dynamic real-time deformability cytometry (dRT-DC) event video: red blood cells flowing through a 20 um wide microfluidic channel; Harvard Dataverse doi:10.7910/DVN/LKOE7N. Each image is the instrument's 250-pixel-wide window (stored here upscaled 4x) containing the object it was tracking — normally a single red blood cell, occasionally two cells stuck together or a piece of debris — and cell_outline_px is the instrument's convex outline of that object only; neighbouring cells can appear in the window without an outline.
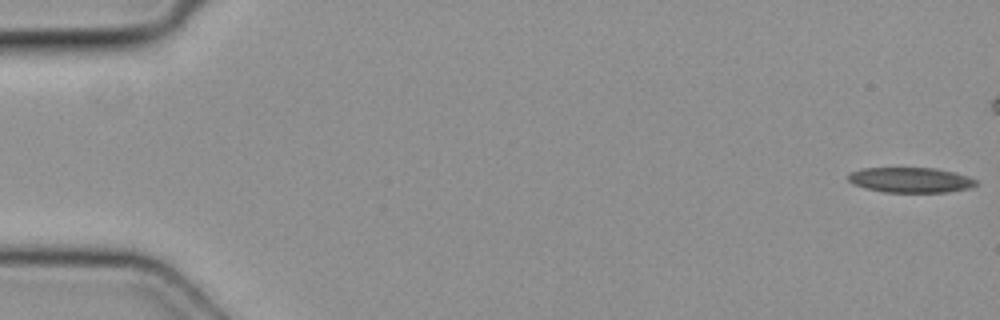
{"species": "common noctule bat (a hibernating species)", "species_latin": "Nyctalus noctula", "temperature_condition": "cold", "stored_images_in_passage": 7, "camera_frame_rate_fps": 3000, "um_per_image_px": 0.085, "animal": {"sex": "female", "body_mass_g": 19.3, "forearm_length_mm": 54.1}, "frame": {"image": 1, "passage_image": 1, "time_ms": 0.0, "image_size_px": [1000, 320], "cell_outline_px": [[976, 184], [968, 188], [948, 192], [884, 192], [864, 188], [852, 184], [848, 180], [848, 176], [852, 172], [860, 168], [936, 168], [956, 172], [968, 176], [976, 180]], "centroid_in_image_um": [77.38, 15.29], "position_along_channel_um": 7.6, "area_um2": 18.79}}
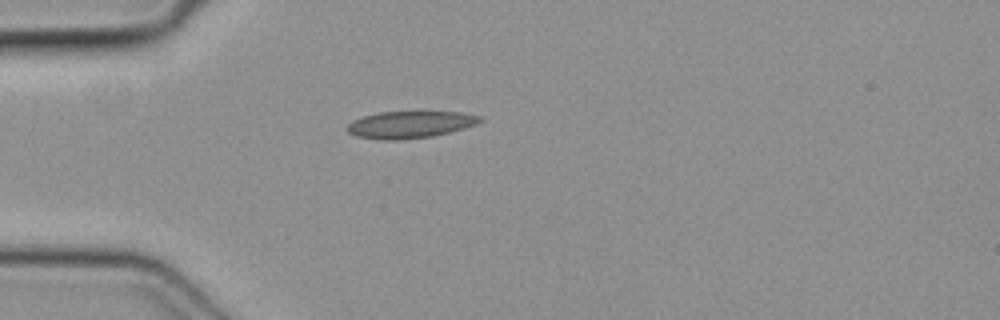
{"frame": {"image": 2, "passage_image": 7, "time_ms": 2.0, "image_size_px": [1000, 320], "cell_outline_px": [[484, 120], [476, 124], [464, 128], [432, 136], [396, 140], [380, 140], [356, 136], [348, 132], [348, 124], [352, 120], [364, 116], [380, 112], [460, 112], [484, 116]], "centroid_in_image_um": [34.87, 10.58], "position_along_channel_um": 50.1, "area_um2": 20.81}}